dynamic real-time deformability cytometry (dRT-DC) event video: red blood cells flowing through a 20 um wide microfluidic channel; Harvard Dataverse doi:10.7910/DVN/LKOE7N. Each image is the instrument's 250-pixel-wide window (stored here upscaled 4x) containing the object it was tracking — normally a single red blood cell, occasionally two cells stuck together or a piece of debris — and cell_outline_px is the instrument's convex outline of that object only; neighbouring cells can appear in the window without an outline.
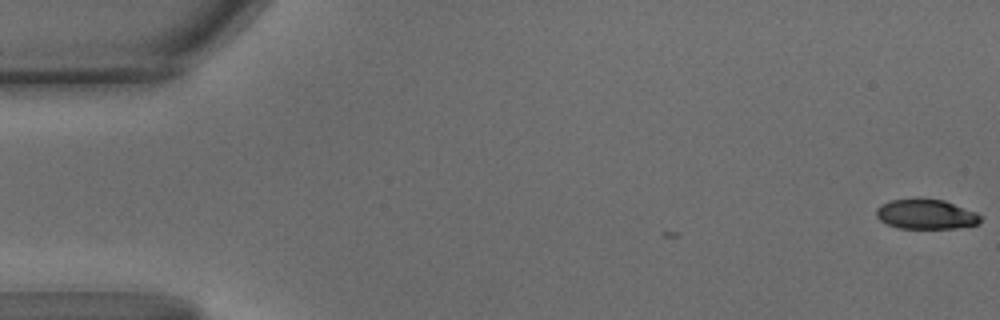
{"species": "common noctule bat (a hibernating species)", "species_latin": "Nyctalus noctula", "temperature_condition": "warm", "stored_images_in_passage": 9, "camera_frame_rate_fps": 3000, "um_per_image_px": 0.085, "animal": {"sex": "male", "body_mass_g": 15.6}, "frame": {"image": 1, "passage_image": 1, "time_ms": 0.0, "image_size_px": [1000, 320], "cell_outline_px": [[984, 216], [980, 224], [956, 228], [900, 228], [888, 224], [880, 220], [876, 216], [876, 208], [880, 204], [892, 200], [944, 200], [976, 212]], "centroid_in_image_um": [78.76, 18.23], "position_along_channel_um": 6.2, "area_um2": 17.92}}